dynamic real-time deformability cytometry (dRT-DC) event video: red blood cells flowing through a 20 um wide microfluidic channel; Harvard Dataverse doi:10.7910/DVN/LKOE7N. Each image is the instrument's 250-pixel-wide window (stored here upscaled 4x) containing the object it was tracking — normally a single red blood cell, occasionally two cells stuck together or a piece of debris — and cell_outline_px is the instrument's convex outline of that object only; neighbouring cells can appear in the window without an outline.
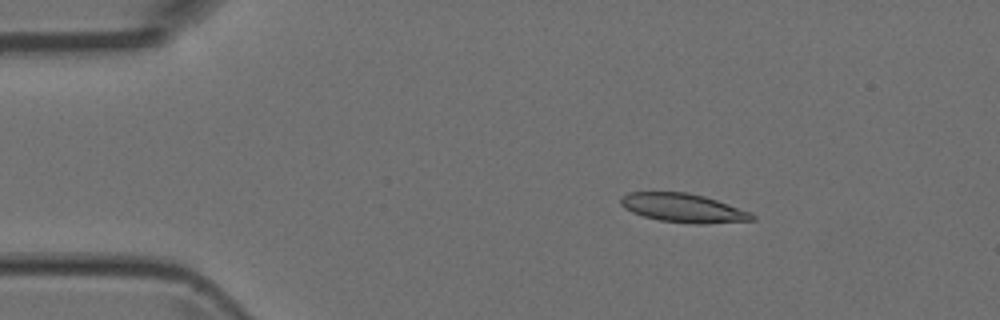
{"species": "Egyptian fruit bat (a non-hibernating species)", "species_latin": "Rousettus aegyptiacus", "temperature_condition": "room temperature", "stored_images_in_passage": 4, "camera_frame_rate_fps": 3000, "um_per_image_px": 0.085, "animal": {"sex": "female"}, "frame": {"image": 1, "passage_image": 1, "time_ms": 0.0, "image_size_px": [1000, 320], "cell_outline_px": [[756, 220], [704, 224], [692, 224], [660, 220], [644, 216], [632, 212], [624, 208], [620, 204], [620, 196], [628, 192], [684, 192], [704, 196], [728, 204], [748, 212], [756, 216]], "centroid_in_image_um": [58.04, 17.68], "position_along_channel_um": 27.0, "area_um2": 21.96}}
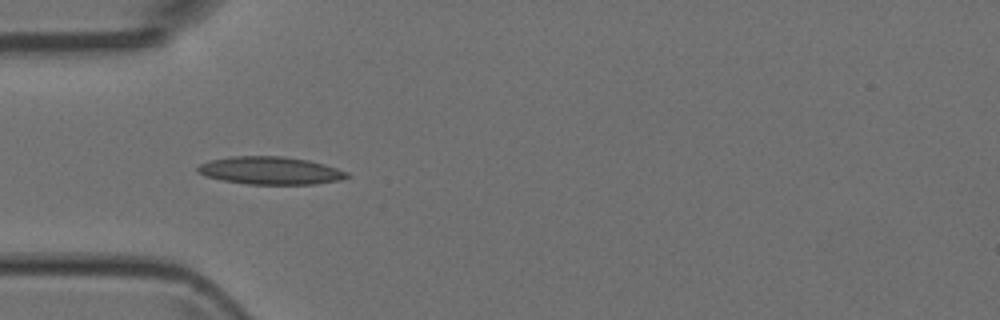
{"frame": {"image": 2, "passage_image": 3, "time_ms": 2.333, "image_size_px": [1000, 320], "cell_outline_px": [[352, 176], [340, 180], [316, 184], [248, 184], [224, 180], [204, 176], [196, 172], [196, 168], [200, 164], [208, 160], [232, 156], [284, 156], [308, 160], [324, 164], [348, 172]], "centroid_in_image_um": [22.97, 14.49], "position_along_channel_um": 62.0, "area_um2": 24.28}}
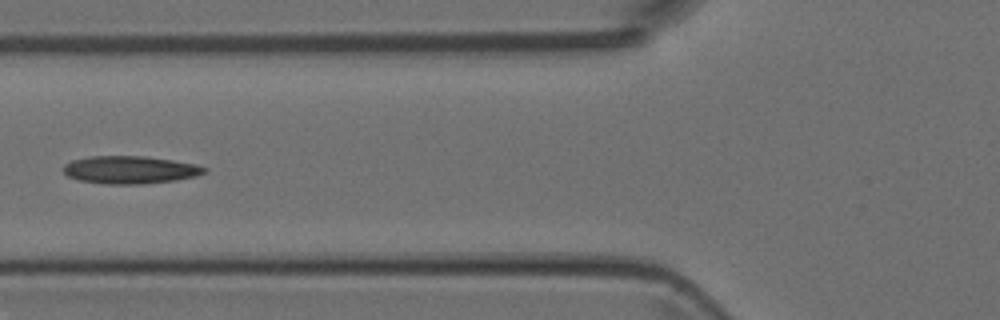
{"frame": {"image": 3, "passage_image": 4, "time_ms": 3.667, "image_size_px": [1000, 320], "cell_outline_px": [[208, 168], [204, 172], [196, 176], [176, 180], [144, 184], [104, 184], [80, 180], [68, 176], [64, 172], [64, 164], [72, 160], [88, 156], [148, 156], [196, 164]], "centroid_in_image_um": [11.06, 14.43], "position_along_channel_um": 114.7, "area_um2": 22.83}}